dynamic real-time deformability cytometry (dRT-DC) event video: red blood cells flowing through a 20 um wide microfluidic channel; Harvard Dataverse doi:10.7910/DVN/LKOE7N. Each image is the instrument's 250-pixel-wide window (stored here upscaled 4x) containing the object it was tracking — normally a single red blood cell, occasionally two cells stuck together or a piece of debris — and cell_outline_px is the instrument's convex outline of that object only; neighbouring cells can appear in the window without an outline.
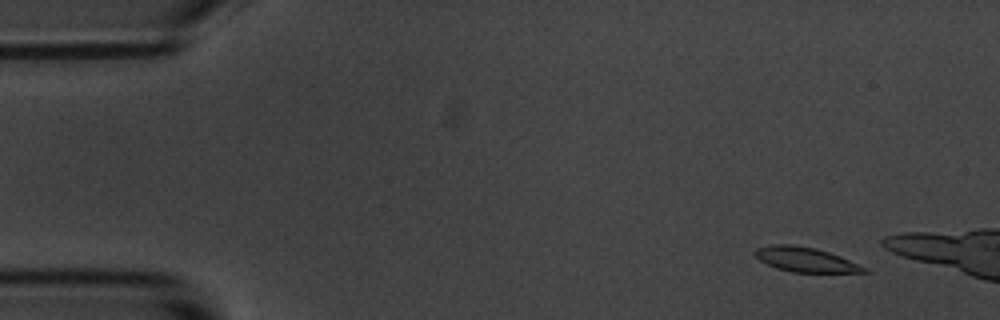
{"species": "common noctule bat (a hibernating species)", "species_latin": "Nyctalus noctula", "temperature_condition": "room temperature", "stored_images_in_passage": 5, "camera_frame_rate_fps": 3000, "um_per_image_px": 0.085, "animal": {"sex": "male", "body_mass_g": 20.1, "forearm_length_mm": 53.5}, "frame": {"image": 1, "passage_image": 2, "time_ms": 1.0, "image_size_px": [1000, 320], "cell_outline_px": [[872, 272], [792, 272], [776, 268], [760, 260], [752, 252], [756, 248], [776, 244], [792, 244], [816, 248], [840, 256], [868, 268]], "centroid_in_image_um": [68.47, 22.06], "position_along_channel_um": 16.5, "area_um2": 15.61}}